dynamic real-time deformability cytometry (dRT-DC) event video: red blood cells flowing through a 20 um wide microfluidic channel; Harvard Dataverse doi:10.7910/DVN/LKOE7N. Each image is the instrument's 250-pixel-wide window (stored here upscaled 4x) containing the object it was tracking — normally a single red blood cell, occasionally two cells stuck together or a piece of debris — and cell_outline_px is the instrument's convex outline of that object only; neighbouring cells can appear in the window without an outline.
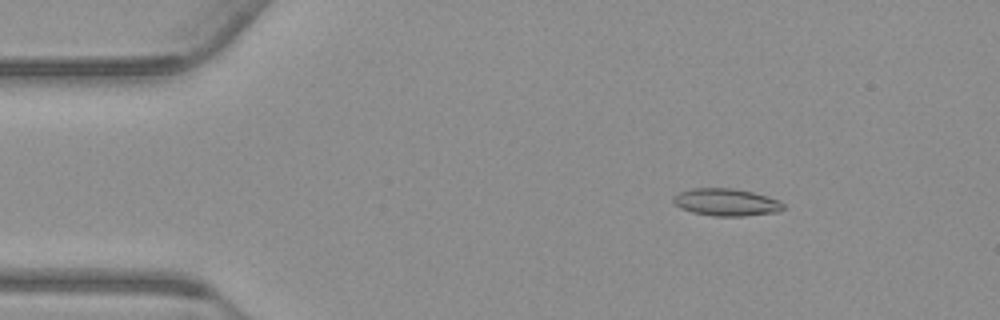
{"species": "common noctule bat (a hibernating species)", "species_latin": "Nyctalus noctula", "temperature_condition": "warm", "stored_images_in_passage": 49, "camera_frame_rate_fps": 3000, "um_per_image_px": 0.085, "animal": {"sex": "male", "body_mass_g": 23.1, "forearm_length_mm": 52.7}, "frame": {"image": 1, "passage_image": 2, "time_ms": 0.333, "image_size_px": [1000, 320], "cell_outline_px": [[784, 208], [780, 212], [744, 216], [712, 216], [692, 212], [680, 208], [672, 200], [672, 196], [680, 192], [692, 188], [732, 188], [752, 192], [768, 196], [780, 200], [784, 204]], "centroid_in_image_um": [61.75, 17.19], "position_along_channel_um": 23.3, "area_um2": 17.69}}
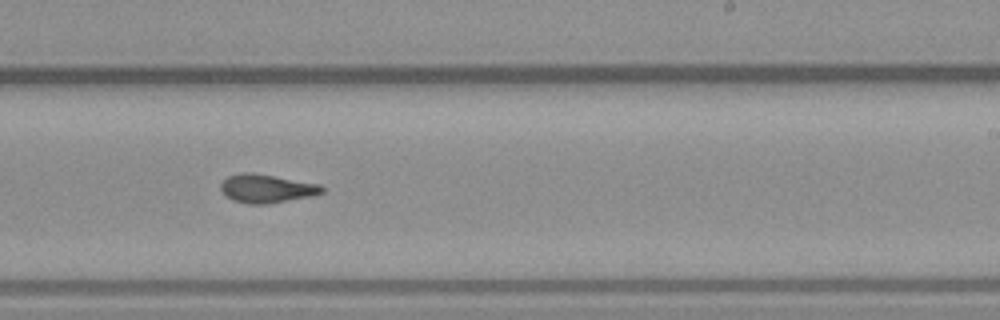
{"frame": {"image": 2, "passage_image": 27, "time_ms": 8.667, "image_size_px": [1000, 320], "cell_outline_px": [[324, 192], [312, 196], [268, 204], [248, 204], [232, 200], [224, 196], [220, 188], [220, 184], [228, 176], [240, 172], [252, 172], [320, 184], [324, 188]], "centroid_in_image_um": [22.63, 16.03], "position_along_channel_um": 266.4, "area_um2": 16.99}}
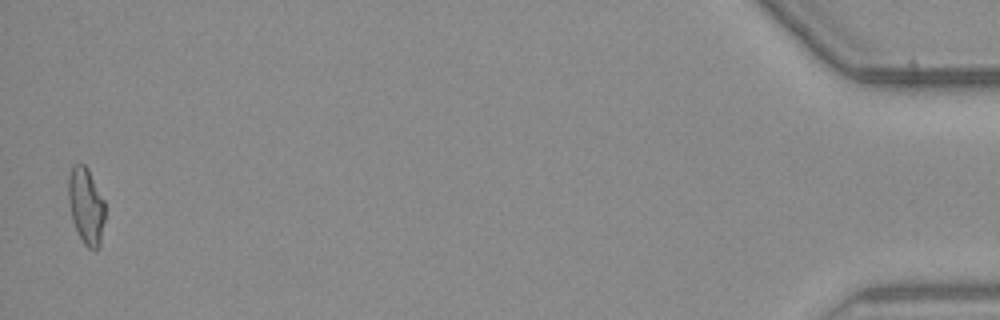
{"frame": {"image": 3, "passage_image": 48, "time_ms": 15.667, "image_size_px": [1000, 320], "cell_outline_px": [[104, 220], [100, 248], [96, 252], [88, 248], [84, 244], [72, 220], [68, 200], [68, 176], [72, 164], [84, 164], [88, 168], [104, 200]], "centroid_in_image_um": [7.31, 17.51], "position_along_channel_um": 427.9, "area_um2": 16.53}, "authors_computed_cell_mechanics": {"area_um2": 16.5886, "velocity_mm_per_s": 3.7648, "shape_relaxation_time_tau1_ms": 11.2137, "shape_relaxation_time_tau2_ms": 2.053, "deformation_change_tau1": 0.25, "deformation_change_tau2": 0.0863}}